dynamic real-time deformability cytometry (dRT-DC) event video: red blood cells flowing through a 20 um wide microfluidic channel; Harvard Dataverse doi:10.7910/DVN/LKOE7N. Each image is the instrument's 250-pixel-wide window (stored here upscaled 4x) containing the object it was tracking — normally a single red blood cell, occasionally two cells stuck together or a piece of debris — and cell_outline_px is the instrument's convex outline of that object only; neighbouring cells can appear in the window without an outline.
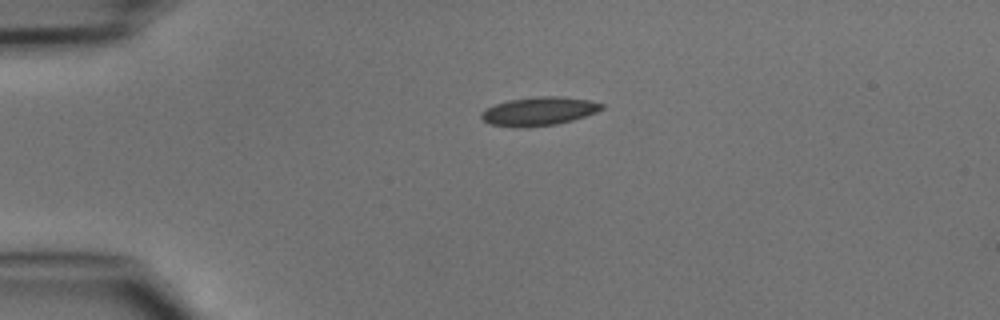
{"species": "common noctule bat (a hibernating species)", "species_latin": "Nyctalus noctula", "temperature_condition": "cold", "stored_images_in_passage": 37, "camera_frame_rate_fps": 3000, "um_per_image_px": 0.085, "animal": {"sex": "male", "body_mass_g": 15.6}, "frame": {"image": 1, "passage_image": 1, "time_ms": 0.0, "image_size_px": [1000, 320], "cell_outline_px": [[604, 108], [596, 112], [572, 120], [556, 124], [520, 128], [516, 128], [488, 124], [480, 116], [480, 112], [496, 104], [508, 100], [536, 96], [560, 96], [588, 100], [604, 104]], "centroid_in_image_um": [45.78, 9.46], "position_along_channel_um": 39.2, "area_um2": 20.06}}
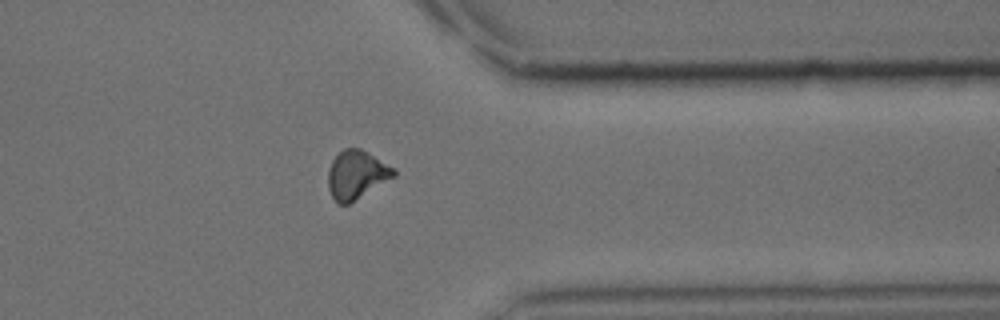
{"frame": {"image": 2, "passage_image": 28, "time_ms": 9.0, "image_size_px": [1000, 320], "cell_outline_px": [[396, 176], [348, 204], [340, 204], [332, 196], [328, 188], [328, 168], [332, 160], [344, 148], [360, 148], [396, 168]], "centroid_in_image_um": [30.32, 14.84], "position_along_channel_um": 381.1, "area_um2": 18.5}}
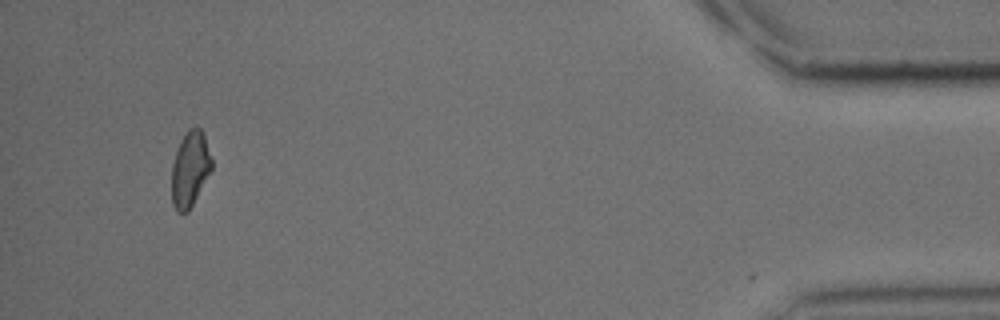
{"frame": {"image": 3, "passage_image": 35, "time_ms": 11.333, "image_size_px": [1000, 320], "cell_outline_px": [[212, 168], [188, 212], [176, 212], [172, 204], [172, 164], [180, 140], [188, 128], [196, 124], [204, 132], [212, 160]], "centroid_in_image_um": [16.15, 14.31], "position_along_channel_um": 419.0, "area_um2": 17.69}}